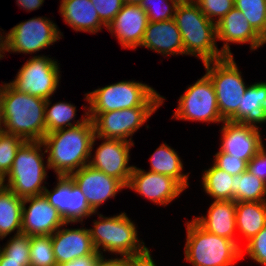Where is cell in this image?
Masks as SVG:
<instances>
[{"label":"cell","mask_w":266,"mask_h":266,"mask_svg":"<svg viewBox=\"0 0 266 266\" xmlns=\"http://www.w3.org/2000/svg\"><path fill=\"white\" fill-rule=\"evenodd\" d=\"M94 125L88 118L84 123L47 133L42 139L49 169L56 176H69L89 164Z\"/></svg>","instance_id":"6da1fadb"},{"label":"cell","mask_w":266,"mask_h":266,"mask_svg":"<svg viewBox=\"0 0 266 266\" xmlns=\"http://www.w3.org/2000/svg\"><path fill=\"white\" fill-rule=\"evenodd\" d=\"M46 100L21 93L4 81L0 130L26 141H42L46 135Z\"/></svg>","instance_id":"7a4b0ae2"},{"label":"cell","mask_w":266,"mask_h":266,"mask_svg":"<svg viewBox=\"0 0 266 266\" xmlns=\"http://www.w3.org/2000/svg\"><path fill=\"white\" fill-rule=\"evenodd\" d=\"M88 117L93 120L99 113L140 106H162L165 97L148 84L135 80H122L98 87L84 94Z\"/></svg>","instance_id":"3957f363"},{"label":"cell","mask_w":266,"mask_h":266,"mask_svg":"<svg viewBox=\"0 0 266 266\" xmlns=\"http://www.w3.org/2000/svg\"><path fill=\"white\" fill-rule=\"evenodd\" d=\"M173 19L181 33L185 55L197 57L203 63L225 58L216 44V24L196 3H179Z\"/></svg>","instance_id":"277c9868"},{"label":"cell","mask_w":266,"mask_h":266,"mask_svg":"<svg viewBox=\"0 0 266 266\" xmlns=\"http://www.w3.org/2000/svg\"><path fill=\"white\" fill-rule=\"evenodd\" d=\"M98 215V220H93V227H89L90 236L95 250L106 256L115 254L131 257L143 253L148 247L139 239L137 226L125 212L113 216Z\"/></svg>","instance_id":"5b68a950"},{"label":"cell","mask_w":266,"mask_h":266,"mask_svg":"<svg viewBox=\"0 0 266 266\" xmlns=\"http://www.w3.org/2000/svg\"><path fill=\"white\" fill-rule=\"evenodd\" d=\"M44 150V152H43ZM42 141H25L17 151L12 167L4 177V186L22 199L43 194L48 164ZM44 184V185H43Z\"/></svg>","instance_id":"8992f818"},{"label":"cell","mask_w":266,"mask_h":266,"mask_svg":"<svg viewBox=\"0 0 266 266\" xmlns=\"http://www.w3.org/2000/svg\"><path fill=\"white\" fill-rule=\"evenodd\" d=\"M184 260L190 266H236L241 248L230 239L204 230L194 219L187 221Z\"/></svg>","instance_id":"52a82bcc"},{"label":"cell","mask_w":266,"mask_h":266,"mask_svg":"<svg viewBox=\"0 0 266 266\" xmlns=\"http://www.w3.org/2000/svg\"><path fill=\"white\" fill-rule=\"evenodd\" d=\"M203 65L212 80L219 113L225 121H229L238 112L241 97L248 84L244 82L234 56L208 61Z\"/></svg>","instance_id":"ba28073f"},{"label":"cell","mask_w":266,"mask_h":266,"mask_svg":"<svg viewBox=\"0 0 266 266\" xmlns=\"http://www.w3.org/2000/svg\"><path fill=\"white\" fill-rule=\"evenodd\" d=\"M21 66L14 80L8 82L21 93L42 99L52 98L60 86V63L47 55H32Z\"/></svg>","instance_id":"9c48e42d"},{"label":"cell","mask_w":266,"mask_h":266,"mask_svg":"<svg viewBox=\"0 0 266 266\" xmlns=\"http://www.w3.org/2000/svg\"><path fill=\"white\" fill-rule=\"evenodd\" d=\"M177 101L178 106L171 119L206 122V124L217 123V125L225 121L218 110L212 80L206 73L196 82L188 85Z\"/></svg>","instance_id":"30bf717a"},{"label":"cell","mask_w":266,"mask_h":266,"mask_svg":"<svg viewBox=\"0 0 266 266\" xmlns=\"http://www.w3.org/2000/svg\"><path fill=\"white\" fill-rule=\"evenodd\" d=\"M64 36L50 18L34 17L21 21L7 32V52L36 54Z\"/></svg>","instance_id":"8fae6325"},{"label":"cell","mask_w":266,"mask_h":266,"mask_svg":"<svg viewBox=\"0 0 266 266\" xmlns=\"http://www.w3.org/2000/svg\"><path fill=\"white\" fill-rule=\"evenodd\" d=\"M161 106H140L99 113L92 121L95 136L134 143L132 136Z\"/></svg>","instance_id":"7c38bea8"},{"label":"cell","mask_w":266,"mask_h":266,"mask_svg":"<svg viewBox=\"0 0 266 266\" xmlns=\"http://www.w3.org/2000/svg\"><path fill=\"white\" fill-rule=\"evenodd\" d=\"M97 139L103 141L92 154ZM134 145L135 143L121 139L101 138L94 135L88 165L120 180L127 186L134 167V165L130 166L129 164V160H131L130 150Z\"/></svg>","instance_id":"4fadbf2b"},{"label":"cell","mask_w":266,"mask_h":266,"mask_svg":"<svg viewBox=\"0 0 266 266\" xmlns=\"http://www.w3.org/2000/svg\"><path fill=\"white\" fill-rule=\"evenodd\" d=\"M57 182L53 189L45 188L43 194L48 202L58 210L65 223L74 225L95 215L85 195L69 176H56ZM88 217V218H87Z\"/></svg>","instance_id":"5bb4252c"},{"label":"cell","mask_w":266,"mask_h":266,"mask_svg":"<svg viewBox=\"0 0 266 266\" xmlns=\"http://www.w3.org/2000/svg\"><path fill=\"white\" fill-rule=\"evenodd\" d=\"M126 188L164 207L186 190L171 176L145 171L135 165Z\"/></svg>","instance_id":"9a60e30c"},{"label":"cell","mask_w":266,"mask_h":266,"mask_svg":"<svg viewBox=\"0 0 266 266\" xmlns=\"http://www.w3.org/2000/svg\"><path fill=\"white\" fill-rule=\"evenodd\" d=\"M259 127L255 123L224 121L220 129L219 150L248 163L264 144Z\"/></svg>","instance_id":"2e32d148"},{"label":"cell","mask_w":266,"mask_h":266,"mask_svg":"<svg viewBox=\"0 0 266 266\" xmlns=\"http://www.w3.org/2000/svg\"><path fill=\"white\" fill-rule=\"evenodd\" d=\"M69 177L85 195L89 206L98 212L100 206L116 194L126 189V186L118 179L106 175L102 171L86 165L75 171Z\"/></svg>","instance_id":"e0dca14e"},{"label":"cell","mask_w":266,"mask_h":266,"mask_svg":"<svg viewBox=\"0 0 266 266\" xmlns=\"http://www.w3.org/2000/svg\"><path fill=\"white\" fill-rule=\"evenodd\" d=\"M29 203V206L27 204ZM27 206V207H26ZM66 224L44 194L23 199L21 233L27 236L52 235Z\"/></svg>","instance_id":"ac0fdd59"},{"label":"cell","mask_w":266,"mask_h":266,"mask_svg":"<svg viewBox=\"0 0 266 266\" xmlns=\"http://www.w3.org/2000/svg\"><path fill=\"white\" fill-rule=\"evenodd\" d=\"M216 38L218 41H223L220 51L225 57H233L230 43L240 45L248 43L251 52L264 46L262 37L235 7L216 24Z\"/></svg>","instance_id":"d6986e66"},{"label":"cell","mask_w":266,"mask_h":266,"mask_svg":"<svg viewBox=\"0 0 266 266\" xmlns=\"http://www.w3.org/2000/svg\"><path fill=\"white\" fill-rule=\"evenodd\" d=\"M148 23L149 19L144 9L125 3L107 30L112 37L116 36L122 48L136 50L140 47Z\"/></svg>","instance_id":"ffe728a7"},{"label":"cell","mask_w":266,"mask_h":266,"mask_svg":"<svg viewBox=\"0 0 266 266\" xmlns=\"http://www.w3.org/2000/svg\"><path fill=\"white\" fill-rule=\"evenodd\" d=\"M67 225L69 223L62 225L51 235L58 266L86 255L99 254L94 248L88 228H66Z\"/></svg>","instance_id":"44dd1931"},{"label":"cell","mask_w":266,"mask_h":266,"mask_svg":"<svg viewBox=\"0 0 266 266\" xmlns=\"http://www.w3.org/2000/svg\"><path fill=\"white\" fill-rule=\"evenodd\" d=\"M140 47L153 50L163 57L185 55L181 33L174 19L149 22Z\"/></svg>","instance_id":"7402d4cb"},{"label":"cell","mask_w":266,"mask_h":266,"mask_svg":"<svg viewBox=\"0 0 266 266\" xmlns=\"http://www.w3.org/2000/svg\"><path fill=\"white\" fill-rule=\"evenodd\" d=\"M204 230L217 236L233 240L241 249L236 237V202L234 200H214L207 214L193 218Z\"/></svg>","instance_id":"603a6c76"},{"label":"cell","mask_w":266,"mask_h":266,"mask_svg":"<svg viewBox=\"0 0 266 266\" xmlns=\"http://www.w3.org/2000/svg\"><path fill=\"white\" fill-rule=\"evenodd\" d=\"M59 12L65 23L76 32L97 34L104 27L107 29L90 0H61Z\"/></svg>","instance_id":"cb8c5ba5"},{"label":"cell","mask_w":266,"mask_h":266,"mask_svg":"<svg viewBox=\"0 0 266 266\" xmlns=\"http://www.w3.org/2000/svg\"><path fill=\"white\" fill-rule=\"evenodd\" d=\"M229 121L258 125L266 123V81L248 85L241 97L238 112Z\"/></svg>","instance_id":"d4e9b609"},{"label":"cell","mask_w":266,"mask_h":266,"mask_svg":"<svg viewBox=\"0 0 266 266\" xmlns=\"http://www.w3.org/2000/svg\"><path fill=\"white\" fill-rule=\"evenodd\" d=\"M178 154L174 148L164 142L150 156L149 171L171 176L187 189L190 186L188 182L190 175L183 173L184 163Z\"/></svg>","instance_id":"484cf974"},{"label":"cell","mask_w":266,"mask_h":266,"mask_svg":"<svg viewBox=\"0 0 266 266\" xmlns=\"http://www.w3.org/2000/svg\"><path fill=\"white\" fill-rule=\"evenodd\" d=\"M266 226V202H236L237 235L249 241Z\"/></svg>","instance_id":"4316f807"},{"label":"cell","mask_w":266,"mask_h":266,"mask_svg":"<svg viewBox=\"0 0 266 266\" xmlns=\"http://www.w3.org/2000/svg\"><path fill=\"white\" fill-rule=\"evenodd\" d=\"M23 199L8 187L0 189V236L21 234Z\"/></svg>","instance_id":"83f0119b"},{"label":"cell","mask_w":266,"mask_h":266,"mask_svg":"<svg viewBox=\"0 0 266 266\" xmlns=\"http://www.w3.org/2000/svg\"><path fill=\"white\" fill-rule=\"evenodd\" d=\"M51 100L50 97L46 100L45 104L46 134L56 130L78 126L89 118L88 105H83L85 111L82 118L74 120L77 117L75 104L66 101H58L52 104Z\"/></svg>","instance_id":"f1b7e54d"},{"label":"cell","mask_w":266,"mask_h":266,"mask_svg":"<svg viewBox=\"0 0 266 266\" xmlns=\"http://www.w3.org/2000/svg\"><path fill=\"white\" fill-rule=\"evenodd\" d=\"M201 185L212 200H232L233 175L218 168L214 163L202 171Z\"/></svg>","instance_id":"f546056e"},{"label":"cell","mask_w":266,"mask_h":266,"mask_svg":"<svg viewBox=\"0 0 266 266\" xmlns=\"http://www.w3.org/2000/svg\"><path fill=\"white\" fill-rule=\"evenodd\" d=\"M232 200L235 202H266V183L248 172L233 176Z\"/></svg>","instance_id":"4dcf8cb0"},{"label":"cell","mask_w":266,"mask_h":266,"mask_svg":"<svg viewBox=\"0 0 266 266\" xmlns=\"http://www.w3.org/2000/svg\"><path fill=\"white\" fill-rule=\"evenodd\" d=\"M252 28L262 37L266 32V0H234Z\"/></svg>","instance_id":"1f68e13d"},{"label":"cell","mask_w":266,"mask_h":266,"mask_svg":"<svg viewBox=\"0 0 266 266\" xmlns=\"http://www.w3.org/2000/svg\"><path fill=\"white\" fill-rule=\"evenodd\" d=\"M30 266H58L51 235L30 236Z\"/></svg>","instance_id":"d6a6232c"},{"label":"cell","mask_w":266,"mask_h":266,"mask_svg":"<svg viewBox=\"0 0 266 266\" xmlns=\"http://www.w3.org/2000/svg\"><path fill=\"white\" fill-rule=\"evenodd\" d=\"M25 141L20 136L0 130V175L3 178L10 171L17 151Z\"/></svg>","instance_id":"836d02e7"},{"label":"cell","mask_w":266,"mask_h":266,"mask_svg":"<svg viewBox=\"0 0 266 266\" xmlns=\"http://www.w3.org/2000/svg\"><path fill=\"white\" fill-rule=\"evenodd\" d=\"M178 4L175 0H144L140 7L145 10L149 22H160L173 19Z\"/></svg>","instance_id":"e575fe53"},{"label":"cell","mask_w":266,"mask_h":266,"mask_svg":"<svg viewBox=\"0 0 266 266\" xmlns=\"http://www.w3.org/2000/svg\"><path fill=\"white\" fill-rule=\"evenodd\" d=\"M0 259L30 260V236L12 235L3 243Z\"/></svg>","instance_id":"d590c367"},{"label":"cell","mask_w":266,"mask_h":266,"mask_svg":"<svg viewBox=\"0 0 266 266\" xmlns=\"http://www.w3.org/2000/svg\"><path fill=\"white\" fill-rule=\"evenodd\" d=\"M196 4L201 12L215 24L235 7L234 0H197Z\"/></svg>","instance_id":"8d00e7d4"},{"label":"cell","mask_w":266,"mask_h":266,"mask_svg":"<svg viewBox=\"0 0 266 266\" xmlns=\"http://www.w3.org/2000/svg\"><path fill=\"white\" fill-rule=\"evenodd\" d=\"M244 245L241 258H245L246 254L257 264L266 266V226Z\"/></svg>","instance_id":"74e56055"},{"label":"cell","mask_w":266,"mask_h":266,"mask_svg":"<svg viewBox=\"0 0 266 266\" xmlns=\"http://www.w3.org/2000/svg\"><path fill=\"white\" fill-rule=\"evenodd\" d=\"M213 163L223 171L229 173L230 175L241 174L247 170L248 163L245 160L232 157L228 153L222 151L216 152L214 155Z\"/></svg>","instance_id":"f35d334b"},{"label":"cell","mask_w":266,"mask_h":266,"mask_svg":"<svg viewBox=\"0 0 266 266\" xmlns=\"http://www.w3.org/2000/svg\"><path fill=\"white\" fill-rule=\"evenodd\" d=\"M100 20L108 27L123 7L124 0H90Z\"/></svg>","instance_id":"ab89813d"},{"label":"cell","mask_w":266,"mask_h":266,"mask_svg":"<svg viewBox=\"0 0 266 266\" xmlns=\"http://www.w3.org/2000/svg\"><path fill=\"white\" fill-rule=\"evenodd\" d=\"M263 144L259 153L247 165V170L266 183V147Z\"/></svg>","instance_id":"60d3db41"},{"label":"cell","mask_w":266,"mask_h":266,"mask_svg":"<svg viewBox=\"0 0 266 266\" xmlns=\"http://www.w3.org/2000/svg\"><path fill=\"white\" fill-rule=\"evenodd\" d=\"M155 262L149 248L143 253L129 257V266H157Z\"/></svg>","instance_id":"b9f144b4"},{"label":"cell","mask_w":266,"mask_h":266,"mask_svg":"<svg viewBox=\"0 0 266 266\" xmlns=\"http://www.w3.org/2000/svg\"><path fill=\"white\" fill-rule=\"evenodd\" d=\"M95 266H129V257L116 256V258H107L105 255H101Z\"/></svg>","instance_id":"7bdbcfd3"},{"label":"cell","mask_w":266,"mask_h":266,"mask_svg":"<svg viewBox=\"0 0 266 266\" xmlns=\"http://www.w3.org/2000/svg\"><path fill=\"white\" fill-rule=\"evenodd\" d=\"M101 254H91L80 258H76L73 261L63 263L59 266H95L98 258Z\"/></svg>","instance_id":"ee69618b"},{"label":"cell","mask_w":266,"mask_h":266,"mask_svg":"<svg viewBox=\"0 0 266 266\" xmlns=\"http://www.w3.org/2000/svg\"><path fill=\"white\" fill-rule=\"evenodd\" d=\"M45 0H16V4L28 12H32L41 8Z\"/></svg>","instance_id":"f6af8a7d"},{"label":"cell","mask_w":266,"mask_h":266,"mask_svg":"<svg viewBox=\"0 0 266 266\" xmlns=\"http://www.w3.org/2000/svg\"><path fill=\"white\" fill-rule=\"evenodd\" d=\"M0 266H30V260L0 259Z\"/></svg>","instance_id":"bcb514c9"},{"label":"cell","mask_w":266,"mask_h":266,"mask_svg":"<svg viewBox=\"0 0 266 266\" xmlns=\"http://www.w3.org/2000/svg\"><path fill=\"white\" fill-rule=\"evenodd\" d=\"M1 31H0V60L4 59V56H6L5 53L7 52V33H5L3 29Z\"/></svg>","instance_id":"7dc6e473"},{"label":"cell","mask_w":266,"mask_h":266,"mask_svg":"<svg viewBox=\"0 0 266 266\" xmlns=\"http://www.w3.org/2000/svg\"><path fill=\"white\" fill-rule=\"evenodd\" d=\"M144 0H124V3L126 4H130V5H138L140 6V4L143 2Z\"/></svg>","instance_id":"c3c4849f"},{"label":"cell","mask_w":266,"mask_h":266,"mask_svg":"<svg viewBox=\"0 0 266 266\" xmlns=\"http://www.w3.org/2000/svg\"><path fill=\"white\" fill-rule=\"evenodd\" d=\"M1 83H2V85H0V117H1L2 94H3L4 82H1Z\"/></svg>","instance_id":"681fc988"},{"label":"cell","mask_w":266,"mask_h":266,"mask_svg":"<svg viewBox=\"0 0 266 266\" xmlns=\"http://www.w3.org/2000/svg\"><path fill=\"white\" fill-rule=\"evenodd\" d=\"M178 3H196L197 0H175Z\"/></svg>","instance_id":"f907efd6"},{"label":"cell","mask_w":266,"mask_h":266,"mask_svg":"<svg viewBox=\"0 0 266 266\" xmlns=\"http://www.w3.org/2000/svg\"><path fill=\"white\" fill-rule=\"evenodd\" d=\"M4 186V178L0 175V189Z\"/></svg>","instance_id":"816d5d0a"},{"label":"cell","mask_w":266,"mask_h":266,"mask_svg":"<svg viewBox=\"0 0 266 266\" xmlns=\"http://www.w3.org/2000/svg\"><path fill=\"white\" fill-rule=\"evenodd\" d=\"M262 39H263V42H264V45L266 44V32L265 34L262 36Z\"/></svg>","instance_id":"f5cc1de1"}]
</instances>
